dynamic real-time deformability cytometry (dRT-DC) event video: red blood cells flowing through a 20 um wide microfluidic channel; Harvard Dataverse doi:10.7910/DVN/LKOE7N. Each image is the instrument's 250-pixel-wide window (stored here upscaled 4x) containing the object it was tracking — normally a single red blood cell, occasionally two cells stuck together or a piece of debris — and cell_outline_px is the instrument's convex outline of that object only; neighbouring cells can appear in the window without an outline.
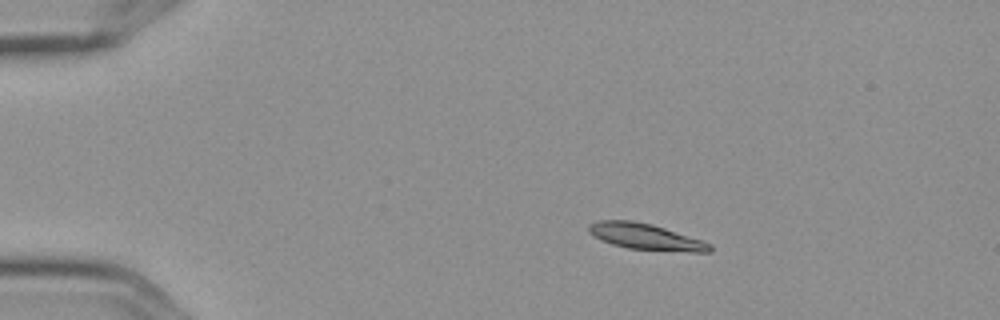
{"species": "Egyptian fruit bat (a non-hibernating species)", "species_latin": "Rousettus aegyptiacus", "temperature_condition": "cold", "stored_images_in_passage": 3, "camera_frame_rate_fps": 3000, "um_per_image_px": 0.085, "frame": {"image": 1, "passage_image": 1, "time_ms": 0.0, "image_size_px": [1000, 320], "cell_outline_px": [[712, 252], [692, 252], [628, 248], [612, 244], [600, 240], [588, 232], [588, 224], [600, 220], [632, 220], [652, 224], [704, 240], [712, 244]], "centroid_in_image_um": [54.9, 20.11], "position_along_channel_um": 30.1, "area_um2": 18.55}}